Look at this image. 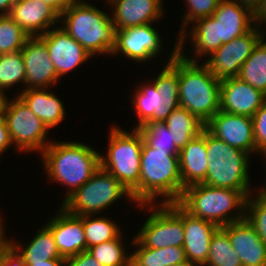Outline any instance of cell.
I'll return each mask as SVG.
<instances>
[{
    "label": "cell",
    "instance_id": "obj_33",
    "mask_svg": "<svg viewBox=\"0 0 266 266\" xmlns=\"http://www.w3.org/2000/svg\"><path fill=\"white\" fill-rule=\"evenodd\" d=\"M122 234L116 239L92 246L88 251L103 266H130L131 254L125 249Z\"/></svg>",
    "mask_w": 266,
    "mask_h": 266
},
{
    "label": "cell",
    "instance_id": "obj_34",
    "mask_svg": "<svg viewBox=\"0 0 266 266\" xmlns=\"http://www.w3.org/2000/svg\"><path fill=\"white\" fill-rule=\"evenodd\" d=\"M25 64L21 51L0 55V90H5L21 83L25 85Z\"/></svg>",
    "mask_w": 266,
    "mask_h": 266
},
{
    "label": "cell",
    "instance_id": "obj_3",
    "mask_svg": "<svg viewBox=\"0 0 266 266\" xmlns=\"http://www.w3.org/2000/svg\"><path fill=\"white\" fill-rule=\"evenodd\" d=\"M59 24L91 56L111 55L116 27L109 13L86 1L75 2L59 15Z\"/></svg>",
    "mask_w": 266,
    "mask_h": 266
},
{
    "label": "cell",
    "instance_id": "obj_1",
    "mask_svg": "<svg viewBox=\"0 0 266 266\" xmlns=\"http://www.w3.org/2000/svg\"><path fill=\"white\" fill-rule=\"evenodd\" d=\"M193 24L188 32L185 31L178 37V53L185 60L200 63L202 57H209L224 43L244 35L255 26L254 15L233 0H220L212 16L197 20ZM188 37L190 42L187 41ZM187 42H192L193 51L190 52H193L195 57L187 56L186 52H183Z\"/></svg>",
    "mask_w": 266,
    "mask_h": 266
},
{
    "label": "cell",
    "instance_id": "obj_37",
    "mask_svg": "<svg viewBox=\"0 0 266 266\" xmlns=\"http://www.w3.org/2000/svg\"><path fill=\"white\" fill-rule=\"evenodd\" d=\"M245 219L266 244V198L259 192L255 197L251 194L246 200Z\"/></svg>",
    "mask_w": 266,
    "mask_h": 266
},
{
    "label": "cell",
    "instance_id": "obj_23",
    "mask_svg": "<svg viewBox=\"0 0 266 266\" xmlns=\"http://www.w3.org/2000/svg\"><path fill=\"white\" fill-rule=\"evenodd\" d=\"M206 128L191 139L179 152V170L182 192L188 186L204 183L208 170Z\"/></svg>",
    "mask_w": 266,
    "mask_h": 266
},
{
    "label": "cell",
    "instance_id": "obj_45",
    "mask_svg": "<svg viewBox=\"0 0 266 266\" xmlns=\"http://www.w3.org/2000/svg\"><path fill=\"white\" fill-rule=\"evenodd\" d=\"M27 266H67L66 258L43 260V262H25Z\"/></svg>",
    "mask_w": 266,
    "mask_h": 266
},
{
    "label": "cell",
    "instance_id": "obj_7",
    "mask_svg": "<svg viewBox=\"0 0 266 266\" xmlns=\"http://www.w3.org/2000/svg\"><path fill=\"white\" fill-rule=\"evenodd\" d=\"M179 106L206 124L220 110V84L201 62L185 60L178 53Z\"/></svg>",
    "mask_w": 266,
    "mask_h": 266
},
{
    "label": "cell",
    "instance_id": "obj_27",
    "mask_svg": "<svg viewBox=\"0 0 266 266\" xmlns=\"http://www.w3.org/2000/svg\"><path fill=\"white\" fill-rule=\"evenodd\" d=\"M131 243L133 251L130 259V266H168L187 263L183 247H165L153 249L144 247L135 237Z\"/></svg>",
    "mask_w": 266,
    "mask_h": 266
},
{
    "label": "cell",
    "instance_id": "obj_25",
    "mask_svg": "<svg viewBox=\"0 0 266 266\" xmlns=\"http://www.w3.org/2000/svg\"><path fill=\"white\" fill-rule=\"evenodd\" d=\"M131 95L133 108L135 109L137 124L134 128H139L147 122H164L176 108H168L162 104V97L155 86L148 82H142L136 87ZM134 96V98H133Z\"/></svg>",
    "mask_w": 266,
    "mask_h": 266
},
{
    "label": "cell",
    "instance_id": "obj_47",
    "mask_svg": "<svg viewBox=\"0 0 266 266\" xmlns=\"http://www.w3.org/2000/svg\"><path fill=\"white\" fill-rule=\"evenodd\" d=\"M16 0H0V16L9 15Z\"/></svg>",
    "mask_w": 266,
    "mask_h": 266
},
{
    "label": "cell",
    "instance_id": "obj_53",
    "mask_svg": "<svg viewBox=\"0 0 266 266\" xmlns=\"http://www.w3.org/2000/svg\"><path fill=\"white\" fill-rule=\"evenodd\" d=\"M76 2H83V0H75ZM105 2H106V0H105Z\"/></svg>",
    "mask_w": 266,
    "mask_h": 266
},
{
    "label": "cell",
    "instance_id": "obj_44",
    "mask_svg": "<svg viewBox=\"0 0 266 266\" xmlns=\"http://www.w3.org/2000/svg\"><path fill=\"white\" fill-rule=\"evenodd\" d=\"M255 25L266 29V0H262L260 7L253 14ZM264 24V25H262Z\"/></svg>",
    "mask_w": 266,
    "mask_h": 266
},
{
    "label": "cell",
    "instance_id": "obj_22",
    "mask_svg": "<svg viewBox=\"0 0 266 266\" xmlns=\"http://www.w3.org/2000/svg\"><path fill=\"white\" fill-rule=\"evenodd\" d=\"M221 228L228 234L242 265L266 264V244L247 219L232 222Z\"/></svg>",
    "mask_w": 266,
    "mask_h": 266
},
{
    "label": "cell",
    "instance_id": "obj_10",
    "mask_svg": "<svg viewBox=\"0 0 266 266\" xmlns=\"http://www.w3.org/2000/svg\"><path fill=\"white\" fill-rule=\"evenodd\" d=\"M150 212L135 238L147 248L182 247L184 243L183 208L177 202L139 204Z\"/></svg>",
    "mask_w": 266,
    "mask_h": 266
},
{
    "label": "cell",
    "instance_id": "obj_51",
    "mask_svg": "<svg viewBox=\"0 0 266 266\" xmlns=\"http://www.w3.org/2000/svg\"><path fill=\"white\" fill-rule=\"evenodd\" d=\"M261 157L266 158V150L261 153ZM266 161V159H264ZM266 163V162H265ZM266 166V165H265Z\"/></svg>",
    "mask_w": 266,
    "mask_h": 266
},
{
    "label": "cell",
    "instance_id": "obj_49",
    "mask_svg": "<svg viewBox=\"0 0 266 266\" xmlns=\"http://www.w3.org/2000/svg\"><path fill=\"white\" fill-rule=\"evenodd\" d=\"M256 192H259L261 195H263L266 198V183L264 184L263 187H260L259 190Z\"/></svg>",
    "mask_w": 266,
    "mask_h": 266
},
{
    "label": "cell",
    "instance_id": "obj_14",
    "mask_svg": "<svg viewBox=\"0 0 266 266\" xmlns=\"http://www.w3.org/2000/svg\"><path fill=\"white\" fill-rule=\"evenodd\" d=\"M205 128L216 138L229 146L248 154L261 153L255 148L252 117L229 114L219 110L206 124Z\"/></svg>",
    "mask_w": 266,
    "mask_h": 266
},
{
    "label": "cell",
    "instance_id": "obj_19",
    "mask_svg": "<svg viewBox=\"0 0 266 266\" xmlns=\"http://www.w3.org/2000/svg\"><path fill=\"white\" fill-rule=\"evenodd\" d=\"M164 0H108L116 30L155 23L163 19ZM112 6V7H111ZM160 19V20H159Z\"/></svg>",
    "mask_w": 266,
    "mask_h": 266
},
{
    "label": "cell",
    "instance_id": "obj_2",
    "mask_svg": "<svg viewBox=\"0 0 266 266\" xmlns=\"http://www.w3.org/2000/svg\"><path fill=\"white\" fill-rule=\"evenodd\" d=\"M100 154L79 141H52L41 153V161L49 181L70 189L64 196L65 200L100 168Z\"/></svg>",
    "mask_w": 266,
    "mask_h": 266
},
{
    "label": "cell",
    "instance_id": "obj_15",
    "mask_svg": "<svg viewBox=\"0 0 266 266\" xmlns=\"http://www.w3.org/2000/svg\"><path fill=\"white\" fill-rule=\"evenodd\" d=\"M25 64V89L52 88L60 80L45 42L39 37H29L21 50Z\"/></svg>",
    "mask_w": 266,
    "mask_h": 266
},
{
    "label": "cell",
    "instance_id": "obj_52",
    "mask_svg": "<svg viewBox=\"0 0 266 266\" xmlns=\"http://www.w3.org/2000/svg\"><path fill=\"white\" fill-rule=\"evenodd\" d=\"M242 266H266V264H260V265H242Z\"/></svg>",
    "mask_w": 266,
    "mask_h": 266
},
{
    "label": "cell",
    "instance_id": "obj_32",
    "mask_svg": "<svg viewBox=\"0 0 266 266\" xmlns=\"http://www.w3.org/2000/svg\"><path fill=\"white\" fill-rule=\"evenodd\" d=\"M205 266H242L228 234L220 227L213 235Z\"/></svg>",
    "mask_w": 266,
    "mask_h": 266
},
{
    "label": "cell",
    "instance_id": "obj_26",
    "mask_svg": "<svg viewBox=\"0 0 266 266\" xmlns=\"http://www.w3.org/2000/svg\"><path fill=\"white\" fill-rule=\"evenodd\" d=\"M4 219L0 216V235L18 252L24 262H43V260L63 258L61 257L55 243L51 230L41 226L40 230L29 240L26 247H22L20 241H13L6 236ZM8 238V239H7Z\"/></svg>",
    "mask_w": 266,
    "mask_h": 266
},
{
    "label": "cell",
    "instance_id": "obj_13",
    "mask_svg": "<svg viewBox=\"0 0 266 266\" xmlns=\"http://www.w3.org/2000/svg\"><path fill=\"white\" fill-rule=\"evenodd\" d=\"M154 25L150 23L116 30L115 47L110 57L119 53L120 57L124 56L136 64L156 59L157 54L160 57L163 39Z\"/></svg>",
    "mask_w": 266,
    "mask_h": 266
},
{
    "label": "cell",
    "instance_id": "obj_29",
    "mask_svg": "<svg viewBox=\"0 0 266 266\" xmlns=\"http://www.w3.org/2000/svg\"><path fill=\"white\" fill-rule=\"evenodd\" d=\"M164 123L167 125L173 142L179 149L197 137L205 128L204 123L182 106L173 110Z\"/></svg>",
    "mask_w": 266,
    "mask_h": 266
},
{
    "label": "cell",
    "instance_id": "obj_50",
    "mask_svg": "<svg viewBox=\"0 0 266 266\" xmlns=\"http://www.w3.org/2000/svg\"><path fill=\"white\" fill-rule=\"evenodd\" d=\"M168 266H195V265H192L190 263H182V264H175V265H168Z\"/></svg>",
    "mask_w": 266,
    "mask_h": 266
},
{
    "label": "cell",
    "instance_id": "obj_16",
    "mask_svg": "<svg viewBox=\"0 0 266 266\" xmlns=\"http://www.w3.org/2000/svg\"><path fill=\"white\" fill-rule=\"evenodd\" d=\"M39 37L47 46L50 60L59 78L92 58L84 47L61 27L52 28Z\"/></svg>",
    "mask_w": 266,
    "mask_h": 266
},
{
    "label": "cell",
    "instance_id": "obj_36",
    "mask_svg": "<svg viewBox=\"0 0 266 266\" xmlns=\"http://www.w3.org/2000/svg\"><path fill=\"white\" fill-rule=\"evenodd\" d=\"M144 141L152 148L179 153L180 149L173 142V138L164 122H147L138 128Z\"/></svg>",
    "mask_w": 266,
    "mask_h": 266
},
{
    "label": "cell",
    "instance_id": "obj_48",
    "mask_svg": "<svg viewBox=\"0 0 266 266\" xmlns=\"http://www.w3.org/2000/svg\"><path fill=\"white\" fill-rule=\"evenodd\" d=\"M7 92H3L0 90V115H3V109H4V105L6 103L7 100Z\"/></svg>",
    "mask_w": 266,
    "mask_h": 266
},
{
    "label": "cell",
    "instance_id": "obj_9",
    "mask_svg": "<svg viewBox=\"0 0 266 266\" xmlns=\"http://www.w3.org/2000/svg\"><path fill=\"white\" fill-rule=\"evenodd\" d=\"M122 197L137 204L126 187L100 167L84 185L63 200L61 206L77 216L99 215Z\"/></svg>",
    "mask_w": 266,
    "mask_h": 266
},
{
    "label": "cell",
    "instance_id": "obj_6",
    "mask_svg": "<svg viewBox=\"0 0 266 266\" xmlns=\"http://www.w3.org/2000/svg\"><path fill=\"white\" fill-rule=\"evenodd\" d=\"M112 125L106 155L100 154V167L112 174L140 204V165L143 136L137 128L131 132Z\"/></svg>",
    "mask_w": 266,
    "mask_h": 266
},
{
    "label": "cell",
    "instance_id": "obj_17",
    "mask_svg": "<svg viewBox=\"0 0 266 266\" xmlns=\"http://www.w3.org/2000/svg\"><path fill=\"white\" fill-rule=\"evenodd\" d=\"M59 207L58 213L44 224L51 230L61 257L67 259L88 251L83 216L70 214L62 206Z\"/></svg>",
    "mask_w": 266,
    "mask_h": 266
},
{
    "label": "cell",
    "instance_id": "obj_43",
    "mask_svg": "<svg viewBox=\"0 0 266 266\" xmlns=\"http://www.w3.org/2000/svg\"><path fill=\"white\" fill-rule=\"evenodd\" d=\"M41 2L48 4L52 7L59 15L68 9L75 0H40Z\"/></svg>",
    "mask_w": 266,
    "mask_h": 266
},
{
    "label": "cell",
    "instance_id": "obj_24",
    "mask_svg": "<svg viewBox=\"0 0 266 266\" xmlns=\"http://www.w3.org/2000/svg\"><path fill=\"white\" fill-rule=\"evenodd\" d=\"M50 88L22 90L17 95L43 121L49 130L58 126L66 116L63 101Z\"/></svg>",
    "mask_w": 266,
    "mask_h": 266
},
{
    "label": "cell",
    "instance_id": "obj_4",
    "mask_svg": "<svg viewBox=\"0 0 266 266\" xmlns=\"http://www.w3.org/2000/svg\"><path fill=\"white\" fill-rule=\"evenodd\" d=\"M182 194L179 153L150 147L144 140L140 165V204L177 202ZM158 198V199H157Z\"/></svg>",
    "mask_w": 266,
    "mask_h": 266
},
{
    "label": "cell",
    "instance_id": "obj_31",
    "mask_svg": "<svg viewBox=\"0 0 266 266\" xmlns=\"http://www.w3.org/2000/svg\"><path fill=\"white\" fill-rule=\"evenodd\" d=\"M97 216V217H96ZM83 215V229L87 248L116 239L122 232L111 218L97 215Z\"/></svg>",
    "mask_w": 266,
    "mask_h": 266
},
{
    "label": "cell",
    "instance_id": "obj_8",
    "mask_svg": "<svg viewBox=\"0 0 266 266\" xmlns=\"http://www.w3.org/2000/svg\"><path fill=\"white\" fill-rule=\"evenodd\" d=\"M208 170L204 184L241 191L247 198L253 194L249 177L250 154L233 148L206 129Z\"/></svg>",
    "mask_w": 266,
    "mask_h": 266
},
{
    "label": "cell",
    "instance_id": "obj_42",
    "mask_svg": "<svg viewBox=\"0 0 266 266\" xmlns=\"http://www.w3.org/2000/svg\"><path fill=\"white\" fill-rule=\"evenodd\" d=\"M13 145L8 131L7 123L3 115H0V155L4 154Z\"/></svg>",
    "mask_w": 266,
    "mask_h": 266
},
{
    "label": "cell",
    "instance_id": "obj_12",
    "mask_svg": "<svg viewBox=\"0 0 266 266\" xmlns=\"http://www.w3.org/2000/svg\"><path fill=\"white\" fill-rule=\"evenodd\" d=\"M264 30V28L255 25L244 35L224 43L202 63L220 81L237 77L241 66L250 57L259 41L266 35V30L265 32Z\"/></svg>",
    "mask_w": 266,
    "mask_h": 266
},
{
    "label": "cell",
    "instance_id": "obj_35",
    "mask_svg": "<svg viewBox=\"0 0 266 266\" xmlns=\"http://www.w3.org/2000/svg\"><path fill=\"white\" fill-rule=\"evenodd\" d=\"M30 36L9 16H0V55L19 52Z\"/></svg>",
    "mask_w": 266,
    "mask_h": 266
},
{
    "label": "cell",
    "instance_id": "obj_38",
    "mask_svg": "<svg viewBox=\"0 0 266 266\" xmlns=\"http://www.w3.org/2000/svg\"><path fill=\"white\" fill-rule=\"evenodd\" d=\"M186 1L185 14L182 15V24L177 38L185 31L189 30V25L197 20L207 18L213 15L216 11L220 0H184ZM184 16V17H183Z\"/></svg>",
    "mask_w": 266,
    "mask_h": 266
},
{
    "label": "cell",
    "instance_id": "obj_5",
    "mask_svg": "<svg viewBox=\"0 0 266 266\" xmlns=\"http://www.w3.org/2000/svg\"><path fill=\"white\" fill-rule=\"evenodd\" d=\"M246 200L239 190L200 183L183 189L177 203L190 215L223 227L245 219Z\"/></svg>",
    "mask_w": 266,
    "mask_h": 266
},
{
    "label": "cell",
    "instance_id": "obj_11",
    "mask_svg": "<svg viewBox=\"0 0 266 266\" xmlns=\"http://www.w3.org/2000/svg\"><path fill=\"white\" fill-rule=\"evenodd\" d=\"M14 96L7 98L3 109L12 143L19 153L34 151L41 154L52 142L47 137L49 129L18 95Z\"/></svg>",
    "mask_w": 266,
    "mask_h": 266
},
{
    "label": "cell",
    "instance_id": "obj_40",
    "mask_svg": "<svg viewBox=\"0 0 266 266\" xmlns=\"http://www.w3.org/2000/svg\"><path fill=\"white\" fill-rule=\"evenodd\" d=\"M0 266H27L18 252L1 235Z\"/></svg>",
    "mask_w": 266,
    "mask_h": 266
},
{
    "label": "cell",
    "instance_id": "obj_21",
    "mask_svg": "<svg viewBox=\"0 0 266 266\" xmlns=\"http://www.w3.org/2000/svg\"><path fill=\"white\" fill-rule=\"evenodd\" d=\"M184 243L188 263L195 266H205L210 242L214 233L220 228L216 224L190 215L183 209Z\"/></svg>",
    "mask_w": 266,
    "mask_h": 266
},
{
    "label": "cell",
    "instance_id": "obj_30",
    "mask_svg": "<svg viewBox=\"0 0 266 266\" xmlns=\"http://www.w3.org/2000/svg\"><path fill=\"white\" fill-rule=\"evenodd\" d=\"M237 77L266 95V35L241 66Z\"/></svg>",
    "mask_w": 266,
    "mask_h": 266
},
{
    "label": "cell",
    "instance_id": "obj_18",
    "mask_svg": "<svg viewBox=\"0 0 266 266\" xmlns=\"http://www.w3.org/2000/svg\"><path fill=\"white\" fill-rule=\"evenodd\" d=\"M266 101V95L238 77L221 80L220 110L253 117Z\"/></svg>",
    "mask_w": 266,
    "mask_h": 266
},
{
    "label": "cell",
    "instance_id": "obj_46",
    "mask_svg": "<svg viewBox=\"0 0 266 266\" xmlns=\"http://www.w3.org/2000/svg\"><path fill=\"white\" fill-rule=\"evenodd\" d=\"M239 5L247 8L252 14H254L261 5L262 0H233Z\"/></svg>",
    "mask_w": 266,
    "mask_h": 266
},
{
    "label": "cell",
    "instance_id": "obj_20",
    "mask_svg": "<svg viewBox=\"0 0 266 266\" xmlns=\"http://www.w3.org/2000/svg\"><path fill=\"white\" fill-rule=\"evenodd\" d=\"M9 16L30 36H41L59 23V14L40 0H16Z\"/></svg>",
    "mask_w": 266,
    "mask_h": 266
},
{
    "label": "cell",
    "instance_id": "obj_39",
    "mask_svg": "<svg viewBox=\"0 0 266 266\" xmlns=\"http://www.w3.org/2000/svg\"><path fill=\"white\" fill-rule=\"evenodd\" d=\"M255 148L262 153L266 150V101L253 115Z\"/></svg>",
    "mask_w": 266,
    "mask_h": 266
},
{
    "label": "cell",
    "instance_id": "obj_28",
    "mask_svg": "<svg viewBox=\"0 0 266 266\" xmlns=\"http://www.w3.org/2000/svg\"><path fill=\"white\" fill-rule=\"evenodd\" d=\"M175 42L166 65L163 64L160 73L150 80L161 95L162 104L168 108L179 106L178 38Z\"/></svg>",
    "mask_w": 266,
    "mask_h": 266
},
{
    "label": "cell",
    "instance_id": "obj_41",
    "mask_svg": "<svg viewBox=\"0 0 266 266\" xmlns=\"http://www.w3.org/2000/svg\"><path fill=\"white\" fill-rule=\"evenodd\" d=\"M67 266H103L89 251H83L75 256L67 258Z\"/></svg>",
    "mask_w": 266,
    "mask_h": 266
}]
</instances>
